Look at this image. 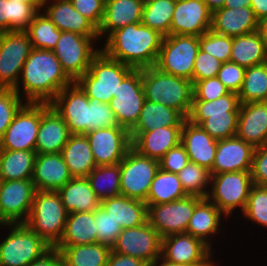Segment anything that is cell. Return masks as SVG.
<instances>
[{
  "mask_svg": "<svg viewBox=\"0 0 267 266\" xmlns=\"http://www.w3.org/2000/svg\"><path fill=\"white\" fill-rule=\"evenodd\" d=\"M142 84L146 100L175 109L187 119L193 100L191 80L163 73L152 66L142 69Z\"/></svg>",
  "mask_w": 267,
  "mask_h": 266,
  "instance_id": "obj_5",
  "label": "cell"
},
{
  "mask_svg": "<svg viewBox=\"0 0 267 266\" xmlns=\"http://www.w3.org/2000/svg\"><path fill=\"white\" fill-rule=\"evenodd\" d=\"M237 136L254 148L267 144V101L240 105Z\"/></svg>",
  "mask_w": 267,
  "mask_h": 266,
  "instance_id": "obj_27",
  "label": "cell"
},
{
  "mask_svg": "<svg viewBox=\"0 0 267 266\" xmlns=\"http://www.w3.org/2000/svg\"><path fill=\"white\" fill-rule=\"evenodd\" d=\"M230 91L217 78H207L193 83V100L213 101Z\"/></svg>",
  "mask_w": 267,
  "mask_h": 266,
  "instance_id": "obj_51",
  "label": "cell"
},
{
  "mask_svg": "<svg viewBox=\"0 0 267 266\" xmlns=\"http://www.w3.org/2000/svg\"><path fill=\"white\" fill-rule=\"evenodd\" d=\"M72 178L61 153L36 154L32 176L36 190L58 191Z\"/></svg>",
  "mask_w": 267,
  "mask_h": 266,
  "instance_id": "obj_28",
  "label": "cell"
},
{
  "mask_svg": "<svg viewBox=\"0 0 267 266\" xmlns=\"http://www.w3.org/2000/svg\"><path fill=\"white\" fill-rule=\"evenodd\" d=\"M230 61L245 68L267 62V47L258 31L232 37Z\"/></svg>",
  "mask_w": 267,
  "mask_h": 266,
  "instance_id": "obj_36",
  "label": "cell"
},
{
  "mask_svg": "<svg viewBox=\"0 0 267 266\" xmlns=\"http://www.w3.org/2000/svg\"><path fill=\"white\" fill-rule=\"evenodd\" d=\"M100 206L122 229L133 228L147 221V204L124 195L102 200Z\"/></svg>",
  "mask_w": 267,
  "mask_h": 266,
  "instance_id": "obj_32",
  "label": "cell"
},
{
  "mask_svg": "<svg viewBox=\"0 0 267 266\" xmlns=\"http://www.w3.org/2000/svg\"><path fill=\"white\" fill-rule=\"evenodd\" d=\"M188 162V154L184 146L179 143L177 146L171 148L159 160V168L167 172L178 174Z\"/></svg>",
  "mask_w": 267,
  "mask_h": 266,
  "instance_id": "obj_54",
  "label": "cell"
},
{
  "mask_svg": "<svg viewBox=\"0 0 267 266\" xmlns=\"http://www.w3.org/2000/svg\"><path fill=\"white\" fill-rule=\"evenodd\" d=\"M224 219L225 221H228L227 217L215 204H213L207 197L202 198L193 210L186 233L201 239L214 252H216V249L212 247L214 239L211 238L218 236L222 231V220Z\"/></svg>",
  "mask_w": 267,
  "mask_h": 266,
  "instance_id": "obj_29",
  "label": "cell"
},
{
  "mask_svg": "<svg viewBox=\"0 0 267 266\" xmlns=\"http://www.w3.org/2000/svg\"><path fill=\"white\" fill-rule=\"evenodd\" d=\"M70 135L66 122L57 111L50 104L41 103L36 154L60 153Z\"/></svg>",
  "mask_w": 267,
  "mask_h": 266,
  "instance_id": "obj_22",
  "label": "cell"
},
{
  "mask_svg": "<svg viewBox=\"0 0 267 266\" xmlns=\"http://www.w3.org/2000/svg\"><path fill=\"white\" fill-rule=\"evenodd\" d=\"M120 164L121 195L146 202L159 161L139 154L132 147Z\"/></svg>",
  "mask_w": 267,
  "mask_h": 266,
  "instance_id": "obj_12",
  "label": "cell"
},
{
  "mask_svg": "<svg viewBox=\"0 0 267 266\" xmlns=\"http://www.w3.org/2000/svg\"><path fill=\"white\" fill-rule=\"evenodd\" d=\"M210 175V189L207 198L229 219L232 218L234 212H239V210L240 213L243 212L250 190L254 185L250 171Z\"/></svg>",
  "mask_w": 267,
  "mask_h": 266,
  "instance_id": "obj_9",
  "label": "cell"
},
{
  "mask_svg": "<svg viewBox=\"0 0 267 266\" xmlns=\"http://www.w3.org/2000/svg\"><path fill=\"white\" fill-rule=\"evenodd\" d=\"M151 266H187L182 264H176L163 259L161 256L154 261Z\"/></svg>",
  "mask_w": 267,
  "mask_h": 266,
  "instance_id": "obj_64",
  "label": "cell"
},
{
  "mask_svg": "<svg viewBox=\"0 0 267 266\" xmlns=\"http://www.w3.org/2000/svg\"><path fill=\"white\" fill-rule=\"evenodd\" d=\"M144 3L145 0H105L104 16L98 28L100 41L117 29L141 23Z\"/></svg>",
  "mask_w": 267,
  "mask_h": 266,
  "instance_id": "obj_30",
  "label": "cell"
},
{
  "mask_svg": "<svg viewBox=\"0 0 267 266\" xmlns=\"http://www.w3.org/2000/svg\"><path fill=\"white\" fill-rule=\"evenodd\" d=\"M251 0H226L224 7L226 8H243L250 7Z\"/></svg>",
  "mask_w": 267,
  "mask_h": 266,
  "instance_id": "obj_61",
  "label": "cell"
},
{
  "mask_svg": "<svg viewBox=\"0 0 267 266\" xmlns=\"http://www.w3.org/2000/svg\"><path fill=\"white\" fill-rule=\"evenodd\" d=\"M222 62L199 49L194 62L193 83L198 80L217 77Z\"/></svg>",
  "mask_w": 267,
  "mask_h": 266,
  "instance_id": "obj_52",
  "label": "cell"
},
{
  "mask_svg": "<svg viewBox=\"0 0 267 266\" xmlns=\"http://www.w3.org/2000/svg\"><path fill=\"white\" fill-rule=\"evenodd\" d=\"M201 197L187 195L182 199L162 204H147V222L160 237L186 233L190 218Z\"/></svg>",
  "mask_w": 267,
  "mask_h": 266,
  "instance_id": "obj_13",
  "label": "cell"
},
{
  "mask_svg": "<svg viewBox=\"0 0 267 266\" xmlns=\"http://www.w3.org/2000/svg\"><path fill=\"white\" fill-rule=\"evenodd\" d=\"M231 48L232 37L214 33L211 30L199 37V49L222 63L230 61Z\"/></svg>",
  "mask_w": 267,
  "mask_h": 266,
  "instance_id": "obj_48",
  "label": "cell"
},
{
  "mask_svg": "<svg viewBox=\"0 0 267 266\" xmlns=\"http://www.w3.org/2000/svg\"><path fill=\"white\" fill-rule=\"evenodd\" d=\"M0 228L8 229L0 242V266H28L52 247L25 223L0 224Z\"/></svg>",
  "mask_w": 267,
  "mask_h": 266,
  "instance_id": "obj_8",
  "label": "cell"
},
{
  "mask_svg": "<svg viewBox=\"0 0 267 266\" xmlns=\"http://www.w3.org/2000/svg\"><path fill=\"white\" fill-rule=\"evenodd\" d=\"M57 192L68 213L93 212L100 206L87 177H73Z\"/></svg>",
  "mask_w": 267,
  "mask_h": 266,
  "instance_id": "obj_33",
  "label": "cell"
},
{
  "mask_svg": "<svg viewBox=\"0 0 267 266\" xmlns=\"http://www.w3.org/2000/svg\"><path fill=\"white\" fill-rule=\"evenodd\" d=\"M177 174L159 168L151 183L146 204H162L186 197Z\"/></svg>",
  "mask_w": 267,
  "mask_h": 266,
  "instance_id": "obj_40",
  "label": "cell"
},
{
  "mask_svg": "<svg viewBox=\"0 0 267 266\" xmlns=\"http://www.w3.org/2000/svg\"><path fill=\"white\" fill-rule=\"evenodd\" d=\"M36 151L0 149V177L4 181L32 179Z\"/></svg>",
  "mask_w": 267,
  "mask_h": 266,
  "instance_id": "obj_38",
  "label": "cell"
},
{
  "mask_svg": "<svg viewBox=\"0 0 267 266\" xmlns=\"http://www.w3.org/2000/svg\"><path fill=\"white\" fill-rule=\"evenodd\" d=\"M8 31V0H0V32Z\"/></svg>",
  "mask_w": 267,
  "mask_h": 266,
  "instance_id": "obj_60",
  "label": "cell"
},
{
  "mask_svg": "<svg viewBox=\"0 0 267 266\" xmlns=\"http://www.w3.org/2000/svg\"><path fill=\"white\" fill-rule=\"evenodd\" d=\"M95 230L94 211L68 213L63 235L54 247L61 251L66 246L97 243Z\"/></svg>",
  "mask_w": 267,
  "mask_h": 266,
  "instance_id": "obj_34",
  "label": "cell"
},
{
  "mask_svg": "<svg viewBox=\"0 0 267 266\" xmlns=\"http://www.w3.org/2000/svg\"><path fill=\"white\" fill-rule=\"evenodd\" d=\"M26 102L12 88H0V141Z\"/></svg>",
  "mask_w": 267,
  "mask_h": 266,
  "instance_id": "obj_49",
  "label": "cell"
},
{
  "mask_svg": "<svg viewBox=\"0 0 267 266\" xmlns=\"http://www.w3.org/2000/svg\"><path fill=\"white\" fill-rule=\"evenodd\" d=\"M41 10L60 31L99 37L98 28L76 11L70 0H43Z\"/></svg>",
  "mask_w": 267,
  "mask_h": 266,
  "instance_id": "obj_25",
  "label": "cell"
},
{
  "mask_svg": "<svg viewBox=\"0 0 267 266\" xmlns=\"http://www.w3.org/2000/svg\"><path fill=\"white\" fill-rule=\"evenodd\" d=\"M31 40L33 49H46L53 51L60 38L61 31L56 25L40 10L33 21L25 30Z\"/></svg>",
  "mask_w": 267,
  "mask_h": 266,
  "instance_id": "obj_44",
  "label": "cell"
},
{
  "mask_svg": "<svg viewBox=\"0 0 267 266\" xmlns=\"http://www.w3.org/2000/svg\"><path fill=\"white\" fill-rule=\"evenodd\" d=\"M87 179L100 202L121 195L120 164L96 166Z\"/></svg>",
  "mask_w": 267,
  "mask_h": 266,
  "instance_id": "obj_42",
  "label": "cell"
},
{
  "mask_svg": "<svg viewBox=\"0 0 267 266\" xmlns=\"http://www.w3.org/2000/svg\"><path fill=\"white\" fill-rule=\"evenodd\" d=\"M217 141L201 126L185 119L181 129L180 143L188 154L189 162L196 163L210 171L216 155Z\"/></svg>",
  "mask_w": 267,
  "mask_h": 266,
  "instance_id": "obj_26",
  "label": "cell"
},
{
  "mask_svg": "<svg viewBox=\"0 0 267 266\" xmlns=\"http://www.w3.org/2000/svg\"><path fill=\"white\" fill-rule=\"evenodd\" d=\"M99 37H87L75 32L61 31L53 50L66 75L76 82L88 70L92 58L101 50ZM95 46V47H94Z\"/></svg>",
  "mask_w": 267,
  "mask_h": 266,
  "instance_id": "obj_11",
  "label": "cell"
},
{
  "mask_svg": "<svg viewBox=\"0 0 267 266\" xmlns=\"http://www.w3.org/2000/svg\"><path fill=\"white\" fill-rule=\"evenodd\" d=\"M134 70L118 60L112 59L100 50L91 60L89 70L76 83L88 98H97L110 103L119 84Z\"/></svg>",
  "mask_w": 267,
  "mask_h": 266,
  "instance_id": "obj_6",
  "label": "cell"
},
{
  "mask_svg": "<svg viewBox=\"0 0 267 266\" xmlns=\"http://www.w3.org/2000/svg\"><path fill=\"white\" fill-rule=\"evenodd\" d=\"M67 217L68 212L57 191L37 190L25 224L54 247L63 235Z\"/></svg>",
  "mask_w": 267,
  "mask_h": 266,
  "instance_id": "obj_7",
  "label": "cell"
},
{
  "mask_svg": "<svg viewBox=\"0 0 267 266\" xmlns=\"http://www.w3.org/2000/svg\"><path fill=\"white\" fill-rule=\"evenodd\" d=\"M76 11L89 19L97 28L102 23L105 0H70Z\"/></svg>",
  "mask_w": 267,
  "mask_h": 266,
  "instance_id": "obj_55",
  "label": "cell"
},
{
  "mask_svg": "<svg viewBox=\"0 0 267 266\" xmlns=\"http://www.w3.org/2000/svg\"><path fill=\"white\" fill-rule=\"evenodd\" d=\"M241 217L267 229V186L253 185Z\"/></svg>",
  "mask_w": 267,
  "mask_h": 266,
  "instance_id": "obj_46",
  "label": "cell"
},
{
  "mask_svg": "<svg viewBox=\"0 0 267 266\" xmlns=\"http://www.w3.org/2000/svg\"><path fill=\"white\" fill-rule=\"evenodd\" d=\"M212 12L203 0H176L170 35L200 37L210 30Z\"/></svg>",
  "mask_w": 267,
  "mask_h": 266,
  "instance_id": "obj_21",
  "label": "cell"
},
{
  "mask_svg": "<svg viewBox=\"0 0 267 266\" xmlns=\"http://www.w3.org/2000/svg\"><path fill=\"white\" fill-rule=\"evenodd\" d=\"M32 49L26 31L0 32V88L16 87Z\"/></svg>",
  "mask_w": 267,
  "mask_h": 266,
  "instance_id": "obj_14",
  "label": "cell"
},
{
  "mask_svg": "<svg viewBox=\"0 0 267 266\" xmlns=\"http://www.w3.org/2000/svg\"><path fill=\"white\" fill-rule=\"evenodd\" d=\"M111 250L102 243L66 246L60 251L62 266H106Z\"/></svg>",
  "mask_w": 267,
  "mask_h": 266,
  "instance_id": "obj_39",
  "label": "cell"
},
{
  "mask_svg": "<svg viewBox=\"0 0 267 266\" xmlns=\"http://www.w3.org/2000/svg\"><path fill=\"white\" fill-rule=\"evenodd\" d=\"M250 7L253 9L257 20L267 16V0H251Z\"/></svg>",
  "mask_w": 267,
  "mask_h": 266,
  "instance_id": "obj_59",
  "label": "cell"
},
{
  "mask_svg": "<svg viewBox=\"0 0 267 266\" xmlns=\"http://www.w3.org/2000/svg\"><path fill=\"white\" fill-rule=\"evenodd\" d=\"M176 0H145L141 23L163 36L170 35Z\"/></svg>",
  "mask_w": 267,
  "mask_h": 266,
  "instance_id": "obj_41",
  "label": "cell"
},
{
  "mask_svg": "<svg viewBox=\"0 0 267 266\" xmlns=\"http://www.w3.org/2000/svg\"><path fill=\"white\" fill-rule=\"evenodd\" d=\"M72 83L53 51L32 49L14 90L26 103L50 104L64 87Z\"/></svg>",
  "mask_w": 267,
  "mask_h": 266,
  "instance_id": "obj_1",
  "label": "cell"
},
{
  "mask_svg": "<svg viewBox=\"0 0 267 266\" xmlns=\"http://www.w3.org/2000/svg\"><path fill=\"white\" fill-rule=\"evenodd\" d=\"M185 118L175 109L145 100L137 124L130 131H151L159 127L182 126Z\"/></svg>",
  "mask_w": 267,
  "mask_h": 266,
  "instance_id": "obj_37",
  "label": "cell"
},
{
  "mask_svg": "<svg viewBox=\"0 0 267 266\" xmlns=\"http://www.w3.org/2000/svg\"><path fill=\"white\" fill-rule=\"evenodd\" d=\"M187 195L206 198L210 189V172L196 163L188 162L177 174Z\"/></svg>",
  "mask_w": 267,
  "mask_h": 266,
  "instance_id": "obj_45",
  "label": "cell"
},
{
  "mask_svg": "<svg viewBox=\"0 0 267 266\" xmlns=\"http://www.w3.org/2000/svg\"><path fill=\"white\" fill-rule=\"evenodd\" d=\"M41 103H26L15 115L0 141V149L35 151Z\"/></svg>",
  "mask_w": 267,
  "mask_h": 266,
  "instance_id": "obj_19",
  "label": "cell"
},
{
  "mask_svg": "<svg viewBox=\"0 0 267 266\" xmlns=\"http://www.w3.org/2000/svg\"><path fill=\"white\" fill-rule=\"evenodd\" d=\"M163 37L142 23H133L112 32L100 49L112 59L143 69L155 66Z\"/></svg>",
  "mask_w": 267,
  "mask_h": 266,
  "instance_id": "obj_3",
  "label": "cell"
},
{
  "mask_svg": "<svg viewBox=\"0 0 267 266\" xmlns=\"http://www.w3.org/2000/svg\"><path fill=\"white\" fill-rule=\"evenodd\" d=\"M257 31L260 34L261 38L263 39V41L265 42L266 47H267V16L258 20Z\"/></svg>",
  "mask_w": 267,
  "mask_h": 266,
  "instance_id": "obj_62",
  "label": "cell"
},
{
  "mask_svg": "<svg viewBox=\"0 0 267 266\" xmlns=\"http://www.w3.org/2000/svg\"><path fill=\"white\" fill-rule=\"evenodd\" d=\"M142 69H134L120 84L109 103L119 126L130 131L136 124L145 102Z\"/></svg>",
  "mask_w": 267,
  "mask_h": 266,
  "instance_id": "obj_16",
  "label": "cell"
},
{
  "mask_svg": "<svg viewBox=\"0 0 267 266\" xmlns=\"http://www.w3.org/2000/svg\"><path fill=\"white\" fill-rule=\"evenodd\" d=\"M182 126L159 127L151 131H129L131 146L139 154L160 160L181 141Z\"/></svg>",
  "mask_w": 267,
  "mask_h": 266,
  "instance_id": "obj_24",
  "label": "cell"
},
{
  "mask_svg": "<svg viewBox=\"0 0 267 266\" xmlns=\"http://www.w3.org/2000/svg\"><path fill=\"white\" fill-rule=\"evenodd\" d=\"M211 12L224 7L226 0H203Z\"/></svg>",
  "mask_w": 267,
  "mask_h": 266,
  "instance_id": "obj_63",
  "label": "cell"
},
{
  "mask_svg": "<svg viewBox=\"0 0 267 266\" xmlns=\"http://www.w3.org/2000/svg\"><path fill=\"white\" fill-rule=\"evenodd\" d=\"M250 173L254 185L267 186V144L254 149Z\"/></svg>",
  "mask_w": 267,
  "mask_h": 266,
  "instance_id": "obj_56",
  "label": "cell"
},
{
  "mask_svg": "<svg viewBox=\"0 0 267 266\" xmlns=\"http://www.w3.org/2000/svg\"><path fill=\"white\" fill-rule=\"evenodd\" d=\"M28 266H62V256L60 251L51 247L41 257L31 262Z\"/></svg>",
  "mask_w": 267,
  "mask_h": 266,
  "instance_id": "obj_58",
  "label": "cell"
},
{
  "mask_svg": "<svg viewBox=\"0 0 267 266\" xmlns=\"http://www.w3.org/2000/svg\"><path fill=\"white\" fill-rule=\"evenodd\" d=\"M41 9L42 4L8 1V31H25Z\"/></svg>",
  "mask_w": 267,
  "mask_h": 266,
  "instance_id": "obj_47",
  "label": "cell"
},
{
  "mask_svg": "<svg viewBox=\"0 0 267 266\" xmlns=\"http://www.w3.org/2000/svg\"><path fill=\"white\" fill-rule=\"evenodd\" d=\"M60 153L72 177H87L96 167L86 135L71 134Z\"/></svg>",
  "mask_w": 267,
  "mask_h": 266,
  "instance_id": "obj_35",
  "label": "cell"
},
{
  "mask_svg": "<svg viewBox=\"0 0 267 266\" xmlns=\"http://www.w3.org/2000/svg\"><path fill=\"white\" fill-rule=\"evenodd\" d=\"M50 105L64 119L70 134L85 135L96 129L119 126L110 105L88 98L76 82L64 87Z\"/></svg>",
  "mask_w": 267,
  "mask_h": 266,
  "instance_id": "obj_2",
  "label": "cell"
},
{
  "mask_svg": "<svg viewBox=\"0 0 267 266\" xmlns=\"http://www.w3.org/2000/svg\"><path fill=\"white\" fill-rule=\"evenodd\" d=\"M258 20L251 7L220 8L212 12L210 30L214 33L236 37L257 31Z\"/></svg>",
  "mask_w": 267,
  "mask_h": 266,
  "instance_id": "obj_31",
  "label": "cell"
},
{
  "mask_svg": "<svg viewBox=\"0 0 267 266\" xmlns=\"http://www.w3.org/2000/svg\"><path fill=\"white\" fill-rule=\"evenodd\" d=\"M240 105L235 92L213 101L192 100L187 120L201 126L216 140L228 139L237 135Z\"/></svg>",
  "mask_w": 267,
  "mask_h": 266,
  "instance_id": "obj_4",
  "label": "cell"
},
{
  "mask_svg": "<svg viewBox=\"0 0 267 266\" xmlns=\"http://www.w3.org/2000/svg\"><path fill=\"white\" fill-rule=\"evenodd\" d=\"M94 220L97 243L112 247L121 233L122 227L101 206L94 210Z\"/></svg>",
  "mask_w": 267,
  "mask_h": 266,
  "instance_id": "obj_50",
  "label": "cell"
},
{
  "mask_svg": "<svg viewBox=\"0 0 267 266\" xmlns=\"http://www.w3.org/2000/svg\"><path fill=\"white\" fill-rule=\"evenodd\" d=\"M161 240L159 233L146 221L140 226L122 229L111 249L151 266L161 256Z\"/></svg>",
  "mask_w": 267,
  "mask_h": 266,
  "instance_id": "obj_17",
  "label": "cell"
},
{
  "mask_svg": "<svg viewBox=\"0 0 267 266\" xmlns=\"http://www.w3.org/2000/svg\"><path fill=\"white\" fill-rule=\"evenodd\" d=\"M238 96L241 104L267 101V62L246 68Z\"/></svg>",
  "mask_w": 267,
  "mask_h": 266,
  "instance_id": "obj_43",
  "label": "cell"
},
{
  "mask_svg": "<svg viewBox=\"0 0 267 266\" xmlns=\"http://www.w3.org/2000/svg\"><path fill=\"white\" fill-rule=\"evenodd\" d=\"M85 135L96 166L119 164L132 147L130 132L121 126L100 128Z\"/></svg>",
  "mask_w": 267,
  "mask_h": 266,
  "instance_id": "obj_20",
  "label": "cell"
},
{
  "mask_svg": "<svg viewBox=\"0 0 267 266\" xmlns=\"http://www.w3.org/2000/svg\"><path fill=\"white\" fill-rule=\"evenodd\" d=\"M215 252L201 239L188 233L172 234L161 240V257L187 266H216Z\"/></svg>",
  "mask_w": 267,
  "mask_h": 266,
  "instance_id": "obj_15",
  "label": "cell"
},
{
  "mask_svg": "<svg viewBox=\"0 0 267 266\" xmlns=\"http://www.w3.org/2000/svg\"><path fill=\"white\" fill-rule=\"evenodd\" d=\"M11 1V0H8ZM12 1H19L25 4H43V0H12Z\"/></svg>",
  "mask_w": 267,
  "mask_h": 266,
  "instance_id": "obj_65",
  "label": "cell"
},
{
  "mask_svg": "<svg viewBox=\"0 0 267 266\" xmlns=\"http://www.w3.org/2000/svg\"><path fill=\"white\" fill-rule=\"evenodd\" d=\"M254 147L237 135L217 141V150L210 174L251 171Z\"/></svg>",
  "mask_w": 267,
  "mask_h": 266,
  "instance_id": "obj_23",
  "label": "cell"
},
{
  "mask_svg": "<svg viewBox=\"0 0 267 266\" xmlns=\"http://www.w3.org/2000/svg\"><path fill=\"white\" fill-rule=\"evenodd\" d=\"M36 191L32 179L3 180L0 190V224L25 223Z\"/></svg>",
  "mask_w": 267,
  "mask_h": 266,
  "instance_id": "obj_18",
  "label": "cell"
},
{
  "mask_svg": "<svg viewBox=\"0 0 267 266\" xmlns=\"http://www.w3.org/2000/svg\"><path fill=\"white\" fill-rule=\"evenodd\" d=\"M246 68L239 66L235 62L228 61L222 64L218 71L217 78L230 91L239 93L245 75Z\"/></svg>",
  "mask_w": 267,
  "mask_h": 266,
  "instance_id": "obj_53",
  "label": "cell"
},
{
  "mask_svg": "<svg viewBox=\"0 0 267 266\" xmlns=\"http://www.w3.org/2000/svg\"><path fill=\"white\" fill-rule=\"evenodd\" d=\"M198 51V36H164L154 67L163 73L189 79L193 83L194 62Z\"/></svg>",
  "mask_w": 267,
  "mask_h": 266,
  "instance_id": "obj_10",
  "label": "cell"
},
{
  "mask_svg": "<svg viewBox=\"0 0 267 266\" xmlns=\"http://www.w3.org/2000/svg\"><path fill=\"white\" fill-rule=\"evenodd\" d=\"M106 266H148L139 258L116 253L111 250Z\"/></svg>",
  "mask_w": 267,
  "mask_h": 266,
  "instance_id": "obj_57",
  "label": "cell"
},
{
  "mask_svg": "<svg viewBox=\"0 0 267 266\" xmlns=\"http://www.w3.org/2000/svg\"><path fill=\"white\" fill-rule=\"evenodd\" d=\"M2 182H3V180H2V178L0 177V190H1Z\"/></svg>",
  "mask_w": 267,
  "mask_h": 266,
  "instance_id": "obj_66",
  "label": "cell"
}]
</instances>
